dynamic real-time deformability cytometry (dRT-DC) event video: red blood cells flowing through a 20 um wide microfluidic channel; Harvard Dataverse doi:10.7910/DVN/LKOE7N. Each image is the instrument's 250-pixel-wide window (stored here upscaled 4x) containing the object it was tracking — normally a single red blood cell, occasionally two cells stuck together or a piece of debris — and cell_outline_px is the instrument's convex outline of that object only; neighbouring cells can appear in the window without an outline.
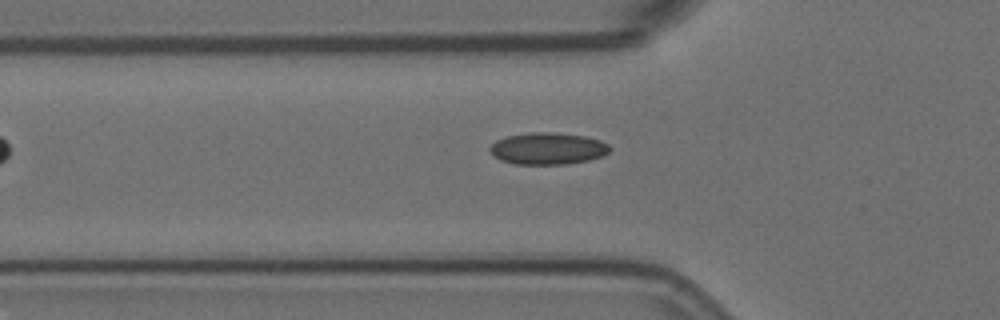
{"species": "Egyptian fruit bat (a non-hibernating species)", "species_latin": "Rousettus aegyptiacus", "temperature_condition": "room temperature", "stored_images_in_passage": 2, "camera_frame_rate_fps": 3000, "um_per_image_px": 0.085, "animal": {"sex": "female"}, "frame": {"image": 1, "passage_image": 2, "time_ms": 0.333, "image_size_px": [1000, 320], "cell_outline_px": [[612, 148], [608, 152], [600, 156], [588, 160], [564, 164], [516, 164], [500, 160], [492, 156], [488, 148], [496, 140], [508, 136], [532, 132], [552, 132], [584, 136], [600, 140], [608, 144]], "centroid_in_image_um": [46.53, 12.62], "position_along_channel_um": 79.3, "area_um2": 22.2}}